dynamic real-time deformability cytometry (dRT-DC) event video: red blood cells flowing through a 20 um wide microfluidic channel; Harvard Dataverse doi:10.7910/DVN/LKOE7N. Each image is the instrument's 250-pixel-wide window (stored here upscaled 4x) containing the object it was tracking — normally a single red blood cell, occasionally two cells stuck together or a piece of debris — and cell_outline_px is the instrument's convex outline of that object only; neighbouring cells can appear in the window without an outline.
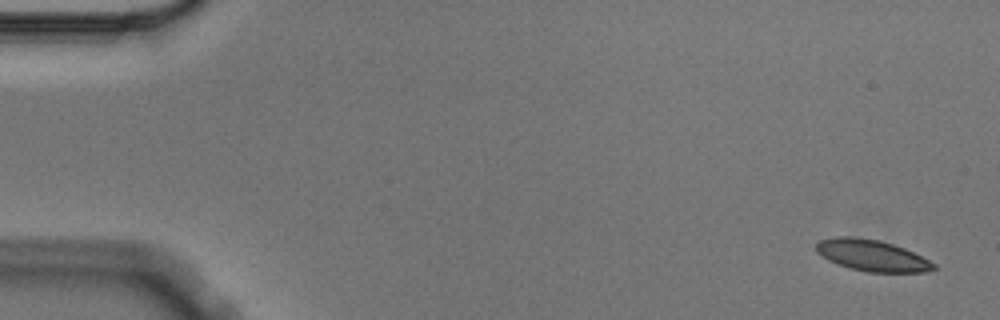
{"species": "Egyptian fruit bat (a non-hibernating species)", "species_latin": "Rousettus aegyptiacus", "temperature_condition": "cold", "stored_images_in_passage": 4, "camera_frame_rate_fps": 3000, "um_per_image_px": 0.085, "animal": {"sex": "male"}, "frame": {"image": 1, "passage_image": 1, "time_ms": 0.0, "image_size_px": [1000, 320], "cell_outline_px": [[936, 268], [924, 272], [868, 272], [848, 268], [836, 264], [828, 260], [816, 252], [816, 244], [820, 240], [836, 236], [848, 236], [880, 240], [904, 248], [936, 264]], "centroid_in_image_um": [74.07, 21.71], "position_along_channel_um": 10.9, "area_um2": 21.39}}